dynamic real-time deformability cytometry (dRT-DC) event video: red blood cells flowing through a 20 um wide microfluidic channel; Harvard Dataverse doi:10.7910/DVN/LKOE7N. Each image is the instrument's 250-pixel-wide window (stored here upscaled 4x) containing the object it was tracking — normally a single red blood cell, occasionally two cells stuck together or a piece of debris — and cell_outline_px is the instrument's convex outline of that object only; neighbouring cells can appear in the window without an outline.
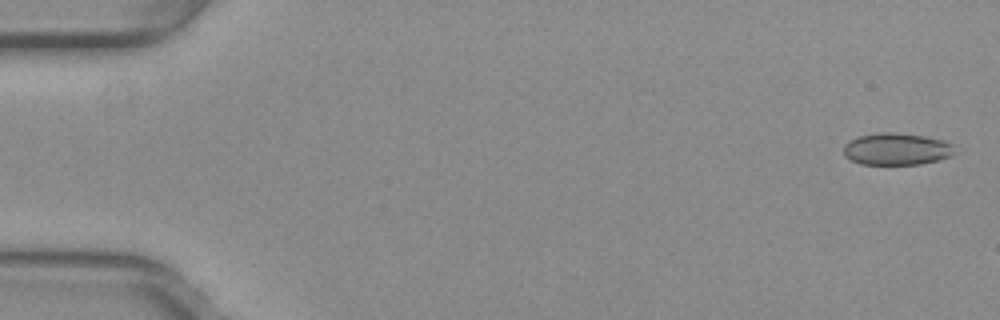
{"species": "common noctule bat (a hibernating species)", "species_latin": "Nyctalus noctula", "temperature_condition": "warm", "stored_images_in_passage": 9, "camera_frame_rate_fps": 3000, "um_per_image_px": 0.085, "animal": {"sex": "female", "body_mass_g": 29.2, "forearm_length_mm": 56.3}, "frame": {"image": 1, "passage_image": 2, "time_ms": 0.333, "image_size_px": [1000, 320], "cell_outline_px": [[960, 152], [952, 156], [940, 160], [920, 164], [860, 164], [844, 156], [844, 144], [848, 140], [860, 136], [876, 132], [892, 132], [924, 136], [940, 140], [952, 144]], "centroid_in_image_um": [76.25, 12.67], "position_along_channel_um": 8.8, "area_um2": 20.98}}